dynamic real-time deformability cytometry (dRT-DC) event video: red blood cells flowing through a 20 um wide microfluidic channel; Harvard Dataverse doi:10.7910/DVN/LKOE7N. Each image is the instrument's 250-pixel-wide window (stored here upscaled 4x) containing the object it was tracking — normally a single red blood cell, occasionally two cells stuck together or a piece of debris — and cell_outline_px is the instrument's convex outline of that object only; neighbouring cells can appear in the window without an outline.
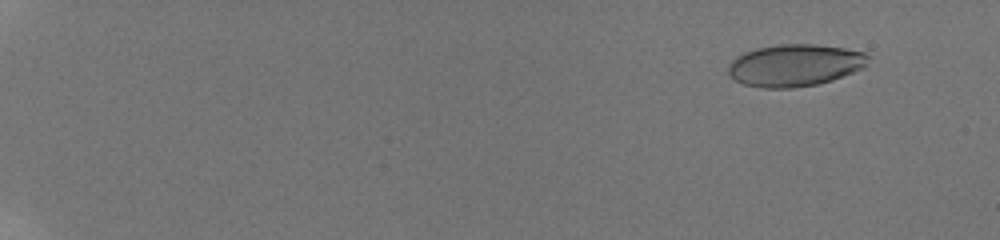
{"species": "human", "species_latin": "Homo sapiens", "temperature_condition": "room temperature", "stored_images_in_passage": 59, "camera_frame_rate_fps": 3000, "um_per_image_px": 0.085, "donor": {"sex": "male"}, "frame": {"image": 1, "passage_image": 7, "time_ms": 2.0, "image_size_px": [1000, 240], "cell_outline_px": [[868, 64], [864, 68], [832, 80], [816, 84], [792, 88], [764, 88], [744, 84], [736, 80], [728, 72], [728, 64], [736, 56], [744, 52], [756, 48], [780, 44], [816, 44], [844, 48], [864, 52], [868, 56]], "centroid_in_image_um": [67.57, 5.54], "position_along_channel_um": 17.4, "area_um2": 34.33}}
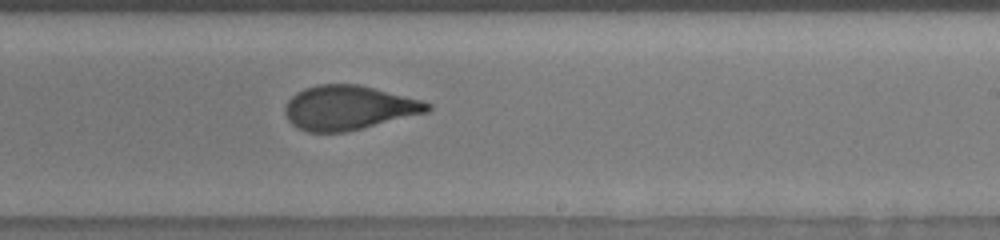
{"frame": {"image": 2, "passage_image": 41, "time_ms": 13.333, "image_size_px": [1000, 240], "cell_outline_px": [[432, 108], [428, 112], [344, 132], [308, 132], [296, 128], [288, 120], [284, 112], [284, 108], [288, 100], [296, 92], [304, 88], [316, 84], [360, 84], [420, 100], [432, 104]], "centroid_in_image_um": [29.59, 9.15], "position_along_channel_um": 259.4, "area_um2": 36.7}}
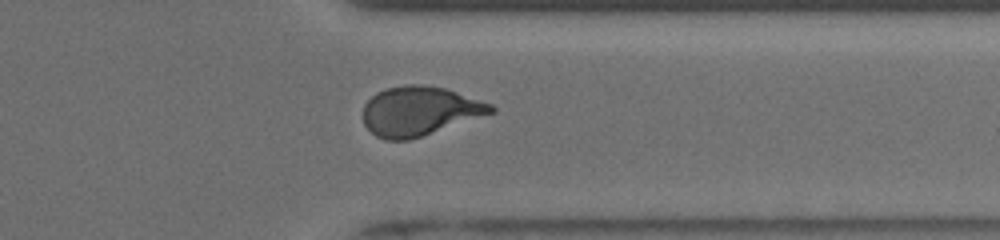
{"frame": {"image": 3, "passage_image": 50, "time_ms": 16.333, "image_size_px": [1000, 240], "cell_outline_px": [[496, 112], [408, 140], [384, 140], [376, 136], [364, 124], [364, 104], [376, 92], [384, 88], [408, 84], [420, 84], [444, 88], [492, 104], [496, 108]], "centroid_in_image_um": [35.65, 9.43], "position_along_channel_um": 375.7, "area_um2": 36.47}, "authors_computed_cell_mechanics": {"area_um2": 36.1828, "velocity_mm_per_s": 3.8739, "shape_relaxation_time_tau1_ms": 7.2612, "shape_relaxation_time_tau2_ms": 1.0536, "deformation_change_tau1": 0.2327, "deformation_change_tau2": 0.0854}}